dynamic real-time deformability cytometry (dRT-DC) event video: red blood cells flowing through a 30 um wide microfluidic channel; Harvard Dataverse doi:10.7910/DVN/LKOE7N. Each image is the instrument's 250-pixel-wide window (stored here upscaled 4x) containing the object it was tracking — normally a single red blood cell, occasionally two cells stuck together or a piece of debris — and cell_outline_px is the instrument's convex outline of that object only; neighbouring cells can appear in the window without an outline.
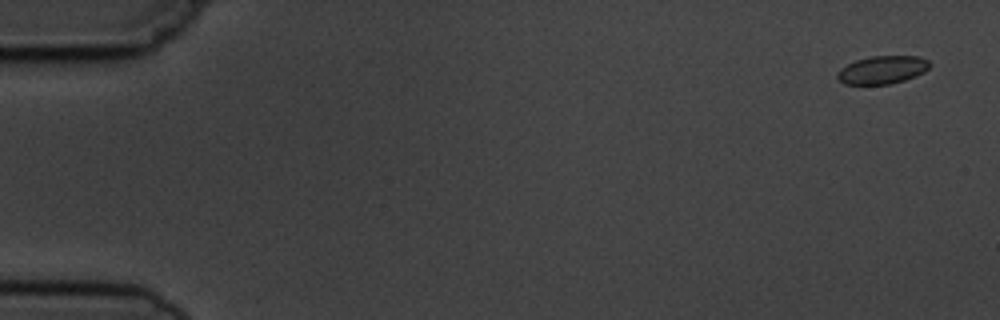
{"species": "common noctule bat (a hibernating species)", "species_latin": "Nyctalus noctula", "temperature_condition": "cold", "stored_images_in_passage": 7, "camera_frame_rate_fps": 3000, "um_per_image_px": 0.085, "animal": {"sex": "male", "body_mass_g": 19.5, "forearm_length_mm": 54.6}, "frame": {"image": 1, "passage_image": 1, "time_ms": 0.0, "image_size_px": [1000, 320], "cell_outline_px": [[932, 64], [924, 72], [916, 76], [904, 80], [888, 84], [844, 84], [836, 76], [836, 72], [840, 68], [856, 60], [872, 56], [920, 56], [928, 60]], "centroid_in_image_um": [75.01, 5.93], "position_along_channel_um": 10.0, "area_um2": 15.09}}
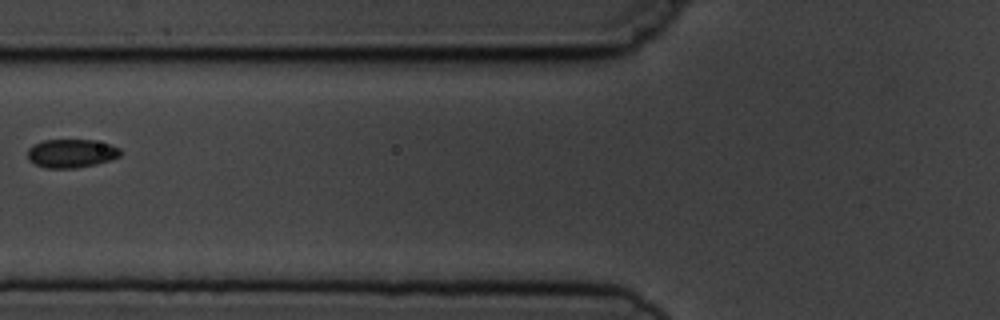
{"frame": {"image": 2, "passage_image": 6, "time_ms": 6.667, "image_size_px": [1000, 320], "cell_outline_px": [[120, 156], [96, 164], [76, 168], [44, 168], [28, 160], [28, 148], [32, 144], [44, 140], [92, 140], [108, 144], [120, 148]], "centroid_in_image_um": [6.02, 13.04], "position_along_channel_um": 119.8, "area_um2": 15.37}}
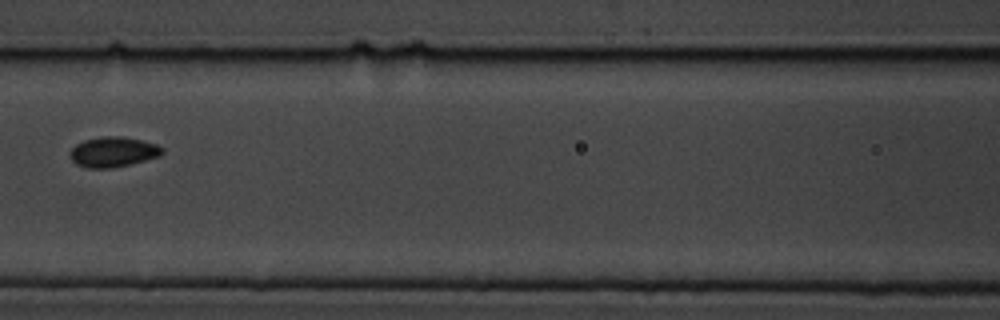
{"frame": {"image": 3, "passage_image": 7, "time_ms": 7.667, "image_size_px": [1000, 320], "cell_outline_px": [[164, 152], [160, 156], [112, 168], [84, 168], [76, 164], [68, 156], [68, 152], [76, 144], [84, 140], [104, 136], [124, 136], [156, 144], [164, 148]], "centroid_in_image_um": [9.58, 12.91], "position_along_channel_um": 157.0, "area_um2": 16.3}}